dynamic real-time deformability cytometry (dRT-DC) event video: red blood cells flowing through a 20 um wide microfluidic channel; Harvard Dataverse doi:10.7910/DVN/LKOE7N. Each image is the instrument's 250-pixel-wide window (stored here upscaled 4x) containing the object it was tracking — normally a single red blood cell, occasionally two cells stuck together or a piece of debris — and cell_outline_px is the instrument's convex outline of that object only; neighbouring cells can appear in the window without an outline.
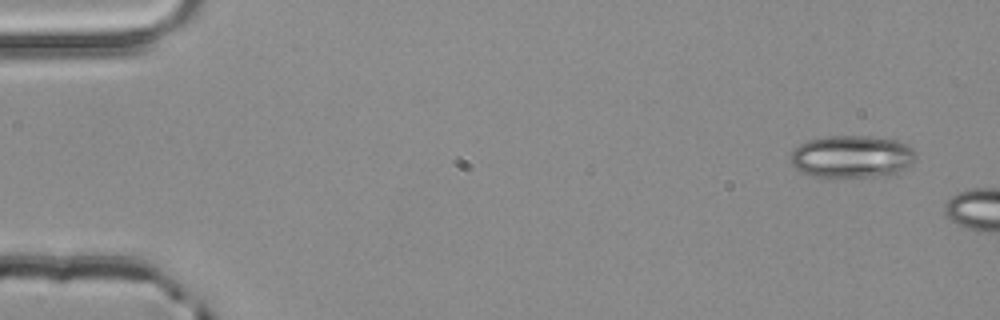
{"species": "common noctule bat (a hibernating species)", "species_latin": "Nyctalus noctula", "temperature_condition": "room temperature", "stored_images_in_passage": 2, "camera_frame_rate_fps": 3000, "um_per_image_px": 0.085, "animal": {"sex": "male", "body_mass_g": 20.4}, "frame": {"image": 1, "passage_image": 1, "time_ms": 0.0, "image_size_px": [1000, 320], "cell_outline_px": [[916, 160], [912, 164], [888, 176], [812, 176], [800, 172], [788, 160], [792, 152], [800, 144], [808, 140], [828, 136], [868, 136], [896, 140], [908, 144], [916, 152]], "centroid_in_image_um": [72.42, 13.3], "position_along_channel_um": 12.6, "area_um2": 30.98}}